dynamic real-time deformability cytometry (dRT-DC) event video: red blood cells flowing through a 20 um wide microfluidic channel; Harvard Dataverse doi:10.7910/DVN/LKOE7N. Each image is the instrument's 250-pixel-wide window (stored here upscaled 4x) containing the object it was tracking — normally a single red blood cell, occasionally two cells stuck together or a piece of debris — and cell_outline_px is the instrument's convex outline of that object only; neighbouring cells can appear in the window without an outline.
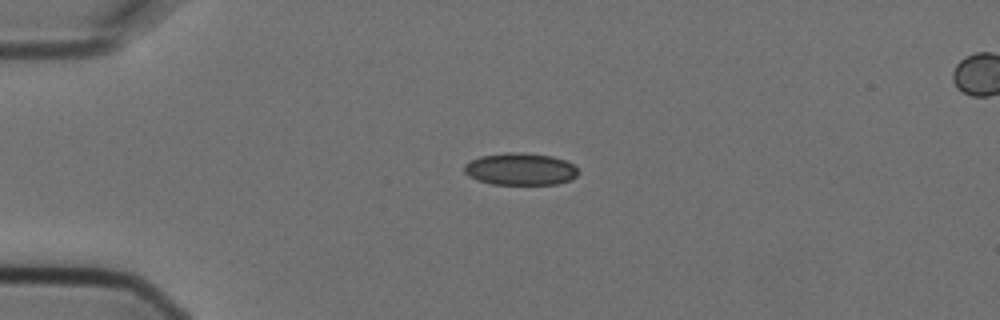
{"species": "Egyptian fruit bat (a non-hibernating species)", "species_latin": "Rousettus aegyptiacus", "temperature_condition": "cold", "stored_images_in_passage": 3, "camera_frame_rate_fps": 3000, "um_per_image_px": 0.085, "animal": {"sex": "female"}, "frame": {"image": 1, "passage_image": 1, "time_ms": 0.0, "image_size_px": [1000, 320], "cell_outline_px": [[580, 172], [572, 180], [556, 184], [492, 184], [476, 180], [468, 176], [464, 172], [464, 164], [480, 156], [508, 152], [524, 152], [552, 156], [564, 160], [572, 164]], "centroid_in_image_um": [44.23, 14.37], "position_along_channel_um": 40.8, "area_um2": 21.5}}
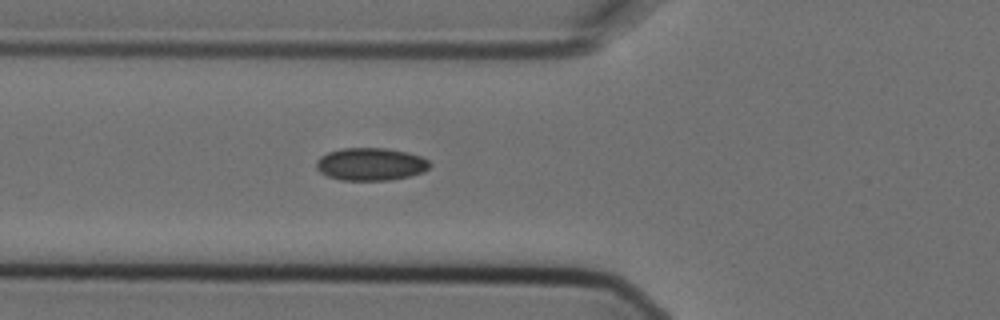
{"frame": {"image": 2, "passage_image": 3, "time_ms": 0.667, "image_size_px": [1000, 320], "cell_outline_px": [[428, 168], [424, 172], [408, 176], [388, 180], [340, 180], [328, 176], [320, 172], [316, 168], [316, 160], [320, 156], [328, 152], [340, 148], [384, 148], [408, 152], [420, 156], [428, 160]], "centroid_in_image_um": [31.47, 13.95], "position_along_channel_um": 94.3, "area_um2": 21.56}}